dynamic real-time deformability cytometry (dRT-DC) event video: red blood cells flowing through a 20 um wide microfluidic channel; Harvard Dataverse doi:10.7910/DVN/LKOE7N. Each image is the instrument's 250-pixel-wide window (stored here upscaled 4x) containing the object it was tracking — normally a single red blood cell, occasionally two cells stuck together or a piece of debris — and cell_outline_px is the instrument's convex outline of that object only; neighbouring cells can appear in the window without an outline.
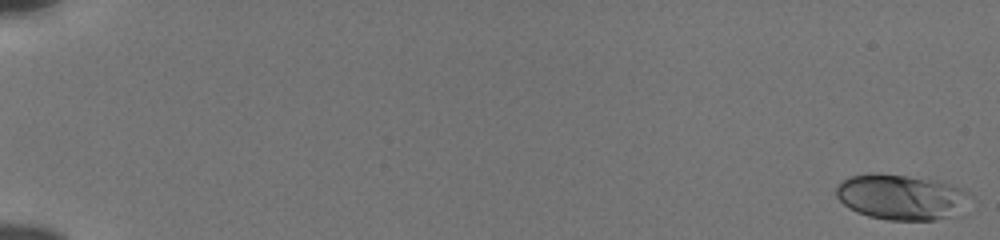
{"species": "human", "species_latin": "Homo sapiens", "temperature_condition": "cold", "stored_images_in_passage": 56, "camera_frame_rate_fps": 3000, "um_per_image_px": 0.085, "donor": {"sex": "male"}, "frame": {"image": 1, "passage_image": 1, "time_ms": 0.0, "image_size_px": [1000, 240], "cell_outline_px": [[972, 196], [964, 216], [936, 220], [888, 220], [868, 216], [856, 212], [848, 208], [836, 196], [836, 184], [848, 176], [876, 172], [940, 180], [964, 188]], "centroid_in_image_um": [76.71, 16.76], "position_along_channel_um": 8.3, "area_um2": 36.82}}
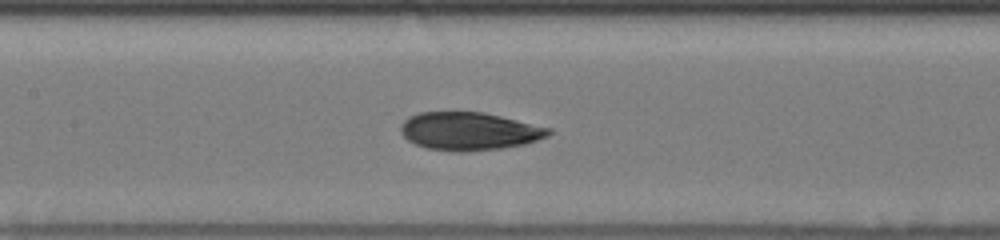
{"frame": {"image": 2, "passage_image": 29, "time_ms": 9.333, "image_size_px": [1000, 240], "cell_outline_px": [[552, 132], [548, 136], [524, 144], [500, 148], [464, 152], [456, 152], [428, 148], [416, 144], [408, 140], [400, 132], [400, 124], [408, 116], [420, 112], [484, 112], [552, 128]], "centroid_in_image_um": [39.87, 11.14], "position_along_channel_um": 167.5, "area_um2": 32.77}}
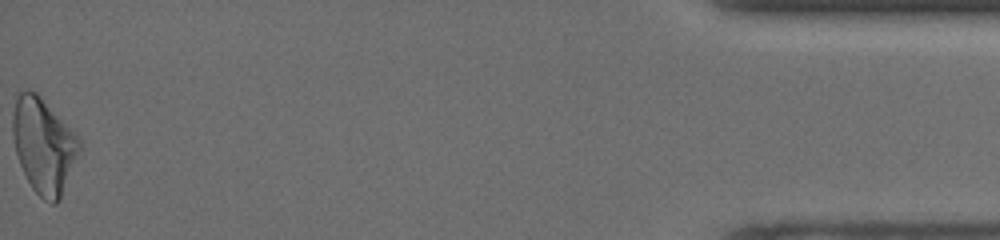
{"frame": {"image": 3, "passage_image": 56, "time_ms": 18.333, "image_size_px": [1000, 240], "cell_outline_px": [[80, 152], [60, 200], [56, 204], [52, 204], [44, 200], [32, 188], [20, 164], [16, 152], [12, 132], [12, 112], [16, 100], [20, 92], [28, 88], [36, 92], [40, 96], [80, 140]], "centroid_in_image_um": [3.7, 12.39], "position_along_channel_um": 431.5, "area_um2": 36.53}, "authors_computed_cell_mechanics": {"area_um2": 32.946, "velocity_mm_per_s": 3.8343, "shape_relaxation_time_tau1_ms": 4.9405, "shape_relaxation_time_tau2_ms": 1.6811, "deformation_change_tau1": 0.1478, "deformation_change_tau2": 0.0656}}